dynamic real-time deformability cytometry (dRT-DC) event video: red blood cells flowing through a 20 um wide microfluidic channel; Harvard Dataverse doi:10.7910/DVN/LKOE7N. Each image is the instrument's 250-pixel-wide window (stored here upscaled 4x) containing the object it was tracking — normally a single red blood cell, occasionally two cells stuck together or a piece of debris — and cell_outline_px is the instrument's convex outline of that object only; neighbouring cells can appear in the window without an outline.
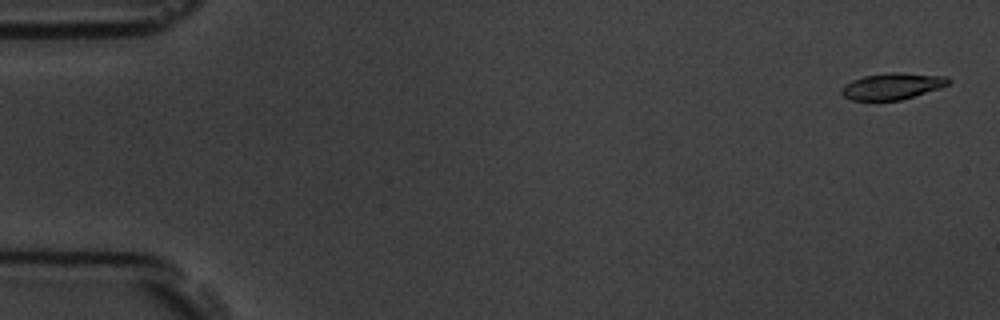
{"species": "common noctule bat (a hibernating species)", "species_latin": "Nyctalus noctula", "temperature_condition": "room temperature", "stored_images_in_passage": 5, "camera_frame_rate_fps": 3000, "um_per_image_px": 0.085, "animal": {"sex": "male", "body_mass_g": 19.5, "forearm_length_mm": 54.6}, "frame": {"image": 1, "passage_image": 1, "time_ms": 0.0, "image_size_px": [1000, 320], "cell_outline_px": [[952, 80], [948, 84], [940, 88], [900, 100], [852, 100], [844, 96], [840, 92], [840, 88], [844, 84], [852, 80], [864, 76], [892, 72], [900, 72], [948, 76]], "centroid_in_image_um": [75.85, 7.31], "position_along_channel_um": 9.2, "area_um2": 16.53}}
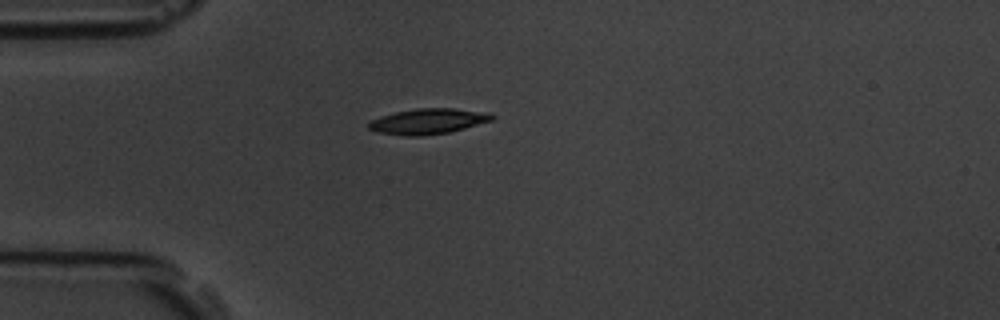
{"frame": {"image": 2, "passage_image": 4, "time_ms": 4.333, "image_size_px": [1000, 320], "cell_outline_px": [[496, 116], [492, 120], [464, 128], [448, 132], [420, 136], [408, 136], [380, 132], [368, 128], [368, 124], [372, 120], [380, 116], [396, 112], [416, 108], [452, 108], [488, 112]], "centroid_in_image_um": [36.41, 10.3], "position_along_channel_um": 48.6, "area_um2": 18.09}}